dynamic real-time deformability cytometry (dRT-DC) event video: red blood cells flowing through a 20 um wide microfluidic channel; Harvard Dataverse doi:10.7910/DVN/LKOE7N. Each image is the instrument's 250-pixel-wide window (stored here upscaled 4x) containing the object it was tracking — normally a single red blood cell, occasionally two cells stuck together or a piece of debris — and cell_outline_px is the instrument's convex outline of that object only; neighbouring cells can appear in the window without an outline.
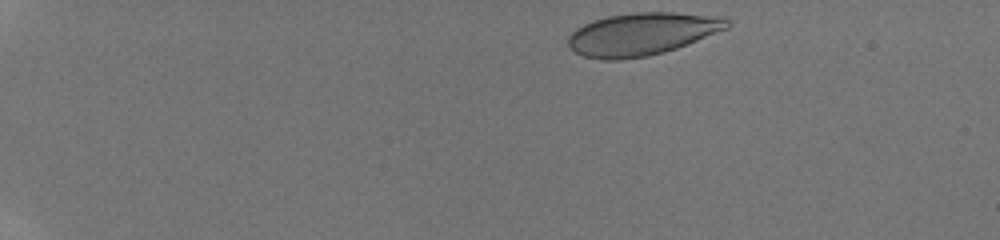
{"species": "human", "species_latin": "Homo sapiens", "temperature_condition": "room temperature", "stored_images_in_passage": 25, "camera_frame_rate_fps": 3000, "um_per_image_px": 0.085, "donor": {"sex": "male"}, "frame": {"image": 1, "passage_image": 1, "time_ms": 0.0, "image_size_px": [1000, 240], "cell_outline_px": [[732, 24], [728, 28], [676, 48], [664, 52], [648, 56], [620, 60], [600, 60], [584, 56], [576, 52], [568, 44], [568, 36], [576, 28], [592, 20], [608, 16], [636, 12], [676, 12], [724, 16]], "centroid_in_image_um": [54.58, 2.88], "position_along_channel_um": 30.4, "area_um2": 39.59}}
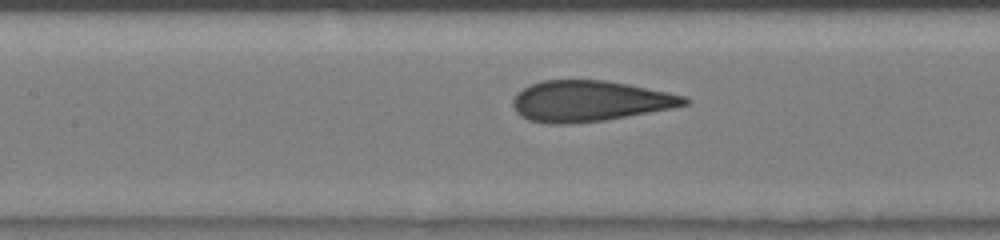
{"frame": {"image": 2, "passage_image": 12, "time_ms": 6.0, "image_size_px": [1000, 240], "cell_outline_px": [[688, 104], [672, 108], [604, 120], [568, 124], [548, 124], [528, 120], [520, 116], [516, 112], [512, 104], [512, 100], [516, 92], [532, 84], [544, 80], [604, 80], [628, 84], [684, 96], [688, 100]], "centroid_in_image_um": [50.05, 8.6], "position_along_channel_um": 157.3, "area_um2": 40.58}}
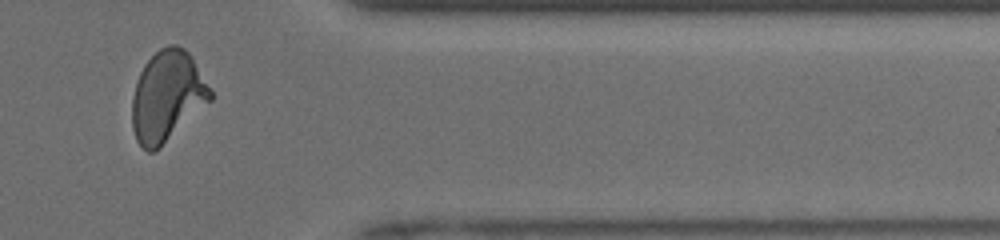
{"frame": {"image": 3, "passage_image": 24, "time_ms": 12.0, "image_size_px": [1000, 240], "cell_outline_px": [[212, 100], [160, 148], [152, 152], [148, 152], [136, 140], [132, 128], [132, 100], [136, 84], [140, 72], [144, 64], [160, 48], [168, 44], [176, 44], [184, 48], [188, 52], [212, 92]], "centroid_in_image_um": [14.2, 8.2], "position_along_channel_um": 397.2, "area_um2": 41.04}, "authors_computed_cell_mechanics": {"area_um2": 40.2866, "velocity_mm_per_s": 4.1406, "shape_relaxation_time_tau1_ms": 5.8048, "shape_relaxation_time_tau2_ms": null, "deformation_change_tau1": 0.1821, "deformation_change_tau2": null}}